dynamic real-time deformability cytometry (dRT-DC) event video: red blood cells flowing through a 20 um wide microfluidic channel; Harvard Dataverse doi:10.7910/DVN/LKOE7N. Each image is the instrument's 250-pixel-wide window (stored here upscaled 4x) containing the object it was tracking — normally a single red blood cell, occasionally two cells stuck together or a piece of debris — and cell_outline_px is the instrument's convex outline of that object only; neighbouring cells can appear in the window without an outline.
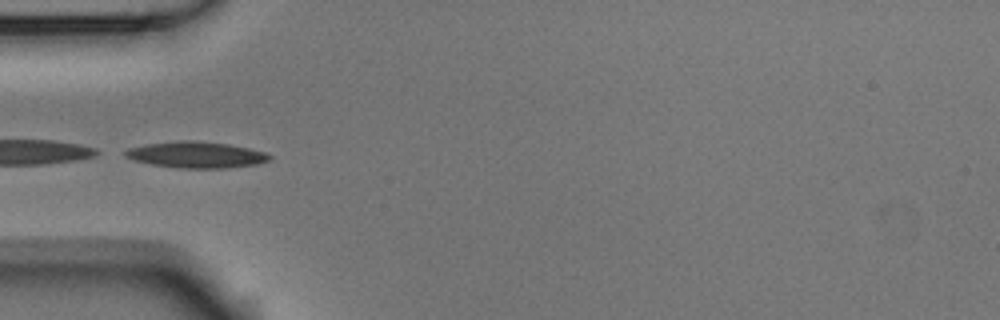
{"species": "Egyptian fruit bat (a non-hibernating species)", "species_latin": "Rousettus aegyptiacus", "temperature_condition": "room temperature", "stored_images_in_passage": 5, "camera_frame_rate_fps": 3000, "um_per_image_px": 0.085, "animal": {"sex": "male"}, "frame": {"image": 1, "passage_image": 4, "time_ms": 1.0, "image_size_px": [1000, 320], "cell_outline_px": [[272, 156], [268, 160], [256, 164], [228, 168], [176, 168], [152, 164], [132, 160], [124, 156], [124, 152], [128, 148], [144, 144], [180, 140], [192, 140], [228, 144], [248, 148], [264, 152]], "centroid_in_image_um": [16.62, 13.15], "position_along_channel_um": 68.4, "area_um2": 22.08}}
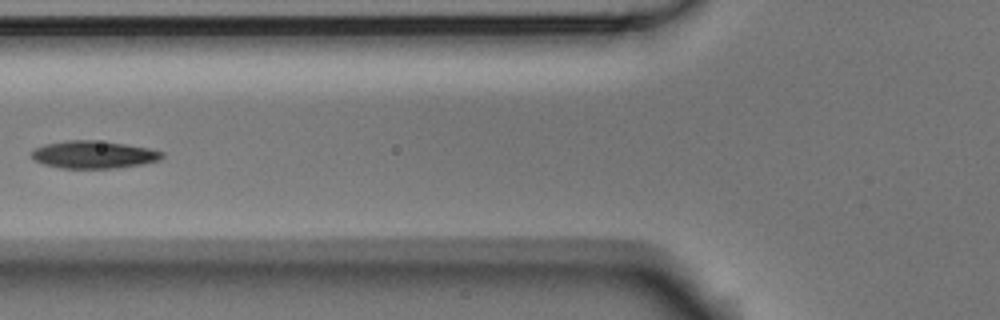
{"frame": {"image": 2, "passage_image": 5, "time_ms": 1.333, "image_size_px": [1000, 320], "cell_outline_px": [[164, 156], [160, 160], [140, 164], [116, 168], [60, 168], [44, 164], [36, 160], [32, 156], [32, 152], [36, 148], [44, 144], [68, 140], [92, 140], [124, 144], [148, 148], [164, 152]], "centroid_in_image_um": [7.97, 13.14], "position_along_channel_um": 117.8, "area_um2": 20.69}}